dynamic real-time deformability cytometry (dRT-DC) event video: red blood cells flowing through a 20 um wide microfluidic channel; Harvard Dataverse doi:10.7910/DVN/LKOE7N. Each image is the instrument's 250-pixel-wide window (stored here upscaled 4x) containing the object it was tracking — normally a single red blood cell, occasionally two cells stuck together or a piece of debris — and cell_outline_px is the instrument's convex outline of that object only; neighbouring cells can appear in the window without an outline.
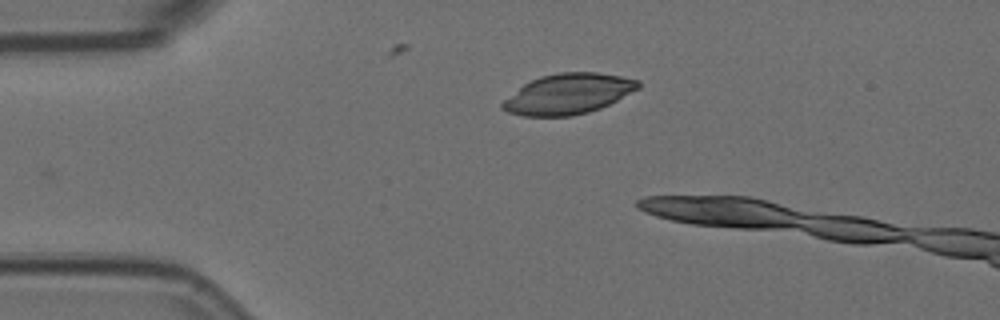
{"species": "Egyptian fruit bat (a non-hibernating species)", "species_latin": "Rousettus aegyptiacus", "temperature_condition": "room temperature", "stored_images_in_passage": 5, "camera_frame_rate_fps": 3000, "um_per_image_px": 0.085, "animal": {"sex": "female"}, "frame": {"image": 1, "passage_image": 5, "time_ms": 1.333, "image_size_px": [1000, 320], "cell_outline_px": [[640, 88], [600, 108], [588, 112], [572, 116], [524, 116], [508, 112], [500, 108], [500, 104], [504, 100], [524, 84], [540, 76], [560, 72], [596, 72], [620, 76], [640, 80]], "centroid_in_image_um": [48.29, 7.98], "position_along_channel_um": 36.7, "area_um2": 31.79}}